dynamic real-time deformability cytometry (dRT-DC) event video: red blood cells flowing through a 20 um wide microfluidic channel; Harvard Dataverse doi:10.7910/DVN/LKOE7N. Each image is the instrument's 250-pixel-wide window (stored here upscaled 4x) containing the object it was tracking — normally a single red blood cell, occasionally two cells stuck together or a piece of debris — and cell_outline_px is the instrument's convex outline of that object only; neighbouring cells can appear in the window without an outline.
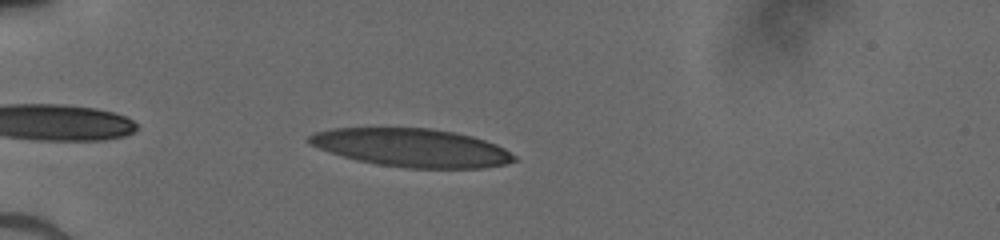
{"species": "human", "species_latin": "Homo sapiens", "temperature_condition": "cold", "stored_images_in_passage": 35, "camera_frame_rate_fps": 3000, "um_per_image_px": 0.085, "donor": {"sex": "male"}, "frame": {"image": 1, "passage_image": 3, "time_ms": 0.667, "image_size_px": [1000, 240], "cell_outline_px": [[516, 160], [504, 164], [484, 168], [408, 168], [376, 164], [356, 160], [320, 148], [312, 144], [308, 140], [308, 136], [312, 132], [332, 128], [432, 128], [472, 136], [496, 144], [504, 148], [516, 156]], "centroid_in_image_um": [35.01, 12.55], "position_along_channel_um": 50.0, "area_um2": 45.49}}
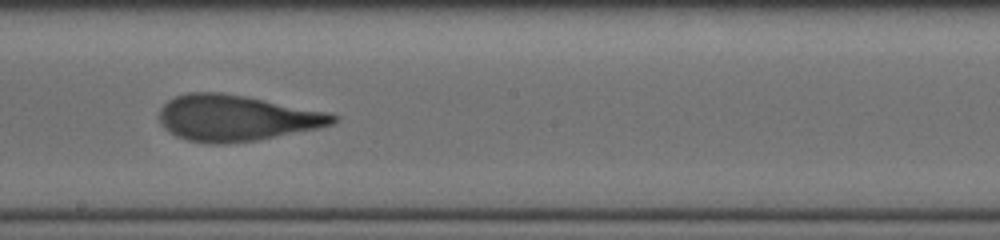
{"frame": {"image": 2, "passage_image": 18, "time_ms": 5.667, "image_size_px": [1000, 240], "cell_outline_px": [[340, 116], [332, 124], [316, 128], [256, 140], [220, 144], [212, 144], [188, 140], [176, 136], [164, 128], [160, 120], [160, 108], [168, 100], [176, 96], [188, 92], [220, 92], [244, 96], [328, 112]], "centroid_in_image_um": [20.05, 10.02], "position_along_channel_um": 228.2, "area_um2": 46.07}}
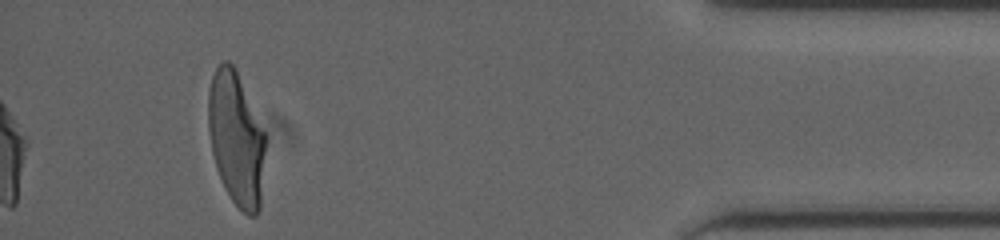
{"frame": {"image": 3, "passage_image": 35, "time_ms": 11.333, "image_size_px": [1000, 240], "cell_outline_px": [[264, 152], [260, 208], [256, 216], [248, 216], [232, 200], [216, 168], [212, 152], [208, 128], [208, 92], [212, 76], [216, 68], [224, 60], [228, 60], [236, 68], [264, 132]], "centroid_in_image_um": [20.06, 11.76], "position_along_channel_um": 415.1, "area_um2": 43.93}}